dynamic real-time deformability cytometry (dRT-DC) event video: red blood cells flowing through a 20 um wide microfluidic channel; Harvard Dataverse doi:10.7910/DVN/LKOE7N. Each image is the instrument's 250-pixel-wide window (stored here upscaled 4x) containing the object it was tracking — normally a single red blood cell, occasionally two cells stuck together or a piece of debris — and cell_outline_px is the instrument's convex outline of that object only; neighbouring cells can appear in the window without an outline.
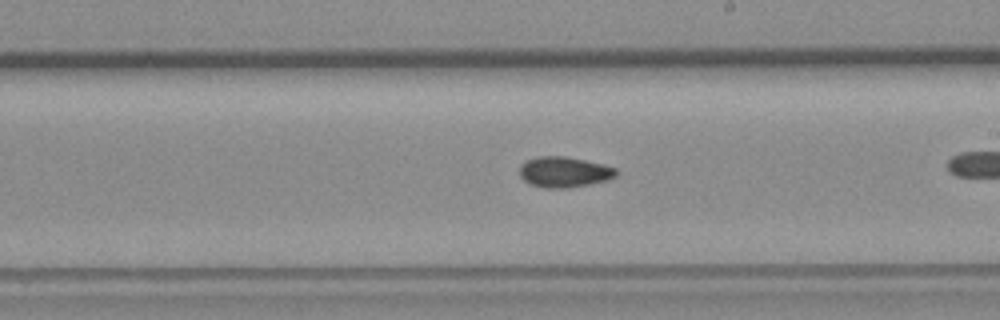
{"species": "common noctule bat (a hibernating species)", "species_latin": "Nyctalus noctula", "temperature_condition": "room temperature", "stored_images_in_passage": 29, "camera_frame_rate_fps": 3000, "um_per_image_px": 0.085, "animal": {"sex": "female", "body_mass_g": 19.3, "forearm_length_mm": 54.1}, "frame": {"image": 1, "passage_image": 17, "time_ms": 5.333, "image_size_px": [1000, 320], "cell_outline_px": [[616, 176], [604, 180], [588, 184], [568, 188], [544, 188], [532, 184], [524, 180], [520, 176], [520, 168], [528, 160], [540, 156], [564, 156], [604, 164], [616, 168]], "centroid_in_image_um": [47.96, 14.62], "position_along_channel_um": 241.0, "area_um2": 16.88}}